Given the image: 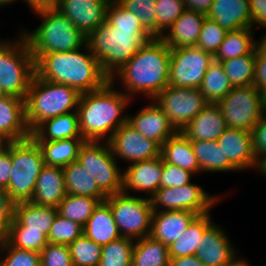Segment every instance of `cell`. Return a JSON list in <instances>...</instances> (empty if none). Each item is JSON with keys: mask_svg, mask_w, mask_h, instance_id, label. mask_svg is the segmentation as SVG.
<instances>
[{"mask_svg": "<svg viewBox=\"0 0 266 266\" xmlns=\"http://www.w3.org/2000/svg\"><path fill=\"white\" fill-rule=\"evenodd\" d=\"M171 48L160 38L145 42L135 56L110 77L121 81L132 100L138 93L152 100L169 85Z\"/></svg>", "mask_w": 266, "mask_h": 266, "instance_id": "6da1fadb", "label": "cell"}, {"mask_svg": "<svg viewBox=\"0 0 266 266\" xmlns=\"http://www.w3.org/2000/svg\"><path fill=\"white\" fill-rule=\"evenodd\" d=\"M109 81L103 88L81 94L77 113L79 130L85 141L109 142L114 132L127 122L123 114L131 99Z\"/></svg>", "mask_w": 266, "mask_h": 266, "instance_id": "7a4b0ae2", "label": "cell"}, {"mask_svg": "<svg viewBox=\"0 0 266 266\" xmlns=\"http://www.w3.org/2000/svg\"><path fill=\"white\" fill-rule=\"evenodd\" d=\"M35 71L39 78L71 86L80 94L97 91L110 81L87 44L75 51L43 54Z\"/></svg>", "mask_w": 266, "mask_h": 266, "instance_id": "3957f363", "label": "cell"}, {"mask_svg": "<svg viewBox=\"0 0 266 266\" xmlns=\"http://www.w3.org/2000/svg\"><path fill=\"white\" fill-rule=\"evenodd\" d=\"M43 21L32 32H22L35 62L46 53L75 51L86 45L87 37L54 7L36 9Z\"/></svg>", "mask_w": 266, "mask_h": 266, "instance_id": "277c9868", "label": "cell"}, {"mask_svg": "<svg viewBox=\"0 0 266 266\" xmlns=\"http://www.w3.org/2000/svg\"><path fill=\"white\" fill-rule=\"evenodd\" d=\"M153 38L149 32L117 30L105 21L87 36L86 44L102 70L111 77Z\"/></svg>", "mask_w": 266, "mask_h": 266, "instance_id": "5b68a950", "label": "cell"}, {"mask_svg": "<svg viewBox=\"0 0 266 266\" xmlns=\"http://www.w3.org/2000/svg\"><path fill=\"white\" fill-rule=\"evenodd\" d=\"M81 94L71 86L34 75L26 99V122L32 132L43 121L77 111Z\"/></svg>", "mask_w": 266, "mask_h": 266, "instance_id": "8992f818", "label": "cell"}, {"mask_svg": "<svg viewBox=\"0 0 266 266\" xmlns=\"http://www.w3.org/2000/svg\"><path fill=\"white\" fill-rule=\"evenodd\" d=\"M16 39L0 40V87L6 95L25 100L36 74L35 60L22 32Z\"/></svg>", "mask_w": 266, "mask_h": 266, "instance_id": "52a82bcc", "label": "cell"}, {"mask_svg": "<svg viewBox=\"0 0 266 266\" xmlns=\"http://www.w3.org/2000/svg\"><path fill=\"white\" fill-rule=\"evenodd\" d=\"M11 160L12 171L6 191L15 204L30 201L45 165L41 149L32 137L12 141Z\"/></svg>", "mask_w": 266, "mask_h": 266, "instance_id": "ba28073f", "label": "cell"}, {"mask_svg": "<svg viewBox=\"0 0 266 266\" xmlns=\"http://www.w3.org/2000/svg\"><path fill=\"white\" fill-rule=\"evenodd\" d=\"M114 220L122 237L140 239L150 236L153 207L151 198L124 192L107 197Z\"/></svg>", "mask_w": 266, "mask_h": 266, "instance_id": "9c48e42d", "label": "cell"}, {"mask_svg": "<svg viewBox=\"0 0 266 266\" xmlns=\"http://www.w3.org/2000/svg\"><path fill=\"white\" fill-rule=\"evenodd\" d=\"M265 96L254 85L233 87L217 105L227 128L252 131L266 114Z\"/></svg>", "mask_w": 266, "mask_h": 266, "instance_id": "30bf717a", "label": "cell"}, {"mask_svg": "<svg viewBox=\"0 0 266 266\" xmlns=\"http://www.w3.org/2000/svg\"><path fill=\"white\" fill-rule=\"evenodd\" d=\"M77 160L107 196L122 192L123 171L114 157L109 142L85 141Z\"/></svg>", "mask_w": 266, "mask_h": 266, "instance_id": "8fae6325", "label": "cell"}, {"mask_svg": "<svg viewBox=\"0 0 266 266\" xmlns=\"http://www.w3.org/2000/svg\"><path fill=\"white\" fill-rule=\"evenodd\" d=\"M152 101L165 113L174 128L181 132L208 104L199 88L168 85Z\"/></svg>", "mask_w": 266, "mask_h": 266, "instance_id": "7c38bea8", "label": "cell"}, {"mask_svg": "<svg viewBox=\"0 0 266 266\" xmlns=\"http://www.w3.org/2000/svg\"><path fill=\"white\" fill-rule=\"evenodd\" d=\"M222 197L219 194L212 195L191 182L180 187L160 188L151 197V202L154 212L187 210L200 215L210 212Z\"/></svg>", "mask_w": 266, "mask_h": 266, "instance_id": "4fadbf2b", "label": "cell"}, {"mask_svg": "<svg viewBox=\"0 0 266 266\" xmlns=\"http://www.w3.org/2000/svg\"><path fill=\"white\" fill-rule=\"evenodd\" d=\"M214 56L195 46L171 48L169 85L199 88Z\"/></svg>", "mask_w": 266, "mask_h": 266, "instance_id": "5bb4252c", "label": "cell"}, {"mask_svg": "<svg viewBox=\"0 0 266 266\" xmlns=\"http://www.w3.org/2000/svg\"><path fill=\"white\" fill-rule=\"evenodd\" d=\"M109 144L116 160L130 164L161 156V146L144 137L128 122L114 132Z\"/></svg>", "mask_w": 266, "mask_h": 266, "instance_id": "9a60e30c", "label": "cell"}, {"mask_svg": "<svg viewBox=\"0 0 266 266\" xmlns=\"http://www.w3.org/2000/svg\"><path fill=\"white\" fill-rule=\"evenodd\" d=\"M215 222L204 232L195 255L205 266H233L240 257L226 232Z\"/></svg>", "mask_w": 266, "mask_h": 266, "instance_id": "2e32d148", "label": "cell"}, {"mask_svg": "<svg viewBox=\"0 0 266 266\" xmlns=\"http://www.w3.org/2000/svg\"><path fill=\"white\" fill-rule=\"evenodd\" d=\"M111 0H60L54 7L86 37L106 21Z\"/></svg>", "mask_w": 266, "mask_h": 266, "instance_id": "e0dca14e", "label": "cell"}, {"mask_svg": "<svg viewBox=\"0 0 266 266\" xmlns=\"http://www.w3.org/2000/svg\"><path fill=\"white\" fill-rule=\"evenodd\" d=\"M163 171V158L161 156L152 159L128 164L123 170L122 192L130 191L147 193L151 198L160 189V180Z\"/></svg>", "mask_w": 266, "mask_h": 266, "instance_id": "ac0fdd59", "label": "cell"}, {"mask_svg": "<svg viewBox=\"0 0 266 266\" xmlns=\"http://www.w3.org/2000/svg\"><path fill=\"white\" fill-rule=\"evenodd\" d=\"M149 104V105H148ZM133 116L128 114L127 122L144 137L162 146L178 131L170 123L165 113L151 100Z\"/></svg>", "mask_w": 266, "mask_h": 266, "instance_id": "d6986e66", "label": "cell"}, {"mask_svg": "<svg viewBox=\"0 0 266 266\" xmlns=\"http://www.w3.org/2000/svg\"><path fill=\"white\" fill-rule=\"evenodd\" d=\"M31 137L26 122L25 100L5 95L0 98V143Z\"/></svg>", "mask_w": 266, "mask_h": 266, "instance_id": "ffe728a7", "label": "cell"}, {"mask_svg": "<svg viewBox=\"0 0 266 266\" xmlns=\"http://www.w3.org/2000/svg\"><path fill=\"white\" fill-rule=\"evenodd\" d=\"M217 143L238 172L255 170L257 159L253 152L252 132L227 128L217 139Z\"/></svg>", "mask_w": 266, "mask_h": 266, "instance_id": "44dd1931", "label": "cell"}, {"mask_svg": "<svg viewBox=\"0 0 266 266\" xmlns=\"http://www.w3.org/2000/svg\"><path fill=\"white\" fill-rule=\"evenodd\" d=\"M227 129L217 104L208 103L181 131L190 141H217Z\"/></svg>", "mask_w": 266, "mask_h": 266, "instance_id": "7402d4cb", "label": "cell"}, {"mask_svg": "<svg viewBox=\"0 0 266 266\" xmlns=\"http://www.w3.org/2000/svg\"><path fill=\"white\" fill-rule=\"evenodd\" d=\"M206 16L227 32L252 28L249 0H214Z\"/></svg>", "mask_w": 266, "mask_h": 266, "instance_id": "603a6c76", "label": "cell"}, {"mask_svg": "<svg viewBox=\"0 0 266 266\" xmlns=\"http://www.w3.org/2000/svg\"><path fill=\"white\" fill-rule=\"evenodd\" d=\"M197 215L187 210L153 212L150 236L169 246L179 238Z\"/></svg>", "mask_w": 266, "mask_h": 266, "instance_id": "cb8c5ba5", "label": "cell"}, {"mask_svg": "<svg viewBox=\"0 0 266 266\" xmlns=\"http://www.w3.org/2000/svg\"><path fill=\"white\" fill-rule=\"evenodd\" d=\"M205 18L204 13L186 9L160 38L170 48L196 46Z\"/></svg>", "mask_w": 266, "mask_h": 266, "instance_id": "d4e9b609", "label": "cell"}, {"mask_svg": "<svg viewBox=\"0 0 266 266\" xmlns=\"http://www.w3.org/2000/svg\"><path fill=\"white\" fill-rule=\"evenodd\" d=\"M65 196L66 187L62 168L44 165L30 201L36 205L57 208Z\"/></svg>", "mask_w": 266, "mask_h": 266, "instance_id": "484cf974", "label": "cell"}, {"mask_svg": "<svg viewBox=\"0 0 266 266\" xmlns=\"http://www.w3.org/2000/svg\"><path fill=\"white\" fill-rule=\"evenodd\" d=\"M35 141H58L83 138L79 130L77 111L49 118L39 124L32 132Z\"/></svg>", "mask_w": 266, "mask_h": 266, "instance_id": "4316f807", "label": "cell"}, {"mask_svg": "<svg viewBox=\"0 0 266 266\" xmlns=\"http://www.w3.org/2000/svg\"><path fill=\"white\" fill-rule=\"evenodd\" d=\"M83 233L101 246L121 237L110 206L105 201L100 202L94 209L83 227Z\"/></svg>", "mask_w": 266, "mask_h": 266, "instance_id": "83f0119b", "label": "cell"}, {"mask_svg": "<svg viewBox=\"0 0 266 266\" xmlns=\"http://www.w3.org/2000/svg\"><path fill=\"white\" fill-rule=\"evenodd\" d=\"M161 157L194 175L201 172L191 141L182 132L178 131L161 146Z\"/></svg>", "mask_w": 266, "mask_h": 266, "instance_id": "f1b7e54d", "label": "cell"}, {"mask_svg": "<svg viewBox=\"0 0 266 266\" xmlns=\"http://www.w3.org/2000/svg\"><path fill=\"white\" fill-rule=\"evenodd\" d=\"M66 194L97 198L100 202L107 199V195L99 188L94 178L80 164L78 160L62 168Z\"/></svg>", "mask_w": 266, "mask_h": 266, "instance_id": "f546056e", "label": "cell"}, {"mask_svg": "<svg viewBox=\"0 0 266 266\" xmlns=\"http://www.w3.org/2000/svg\"><path fill=\"white\" fill-rule=\"evenodd\" d=\"M210 212L197 215L188 228L168 246L169 257L193 256L204 232L213 224Z\"/></svg>", "mask_w": 266, "mask_h": 266, "instance_id": "4dcf8cb0", "label": "cell"}, {"mask_svg": "<svg viewBox=\"0 0 266 266\" xmlns=\"http://www.w3.org/2000/svg\"><path fill=\"white\" fill-rule=\"evenodd\" d=\"M36 142L41 149L45 165L63 168L77 160L85 140L83 138H71Z\"/></svg>", "mask_w": 266, "mask_h": 266, "instance_id": "1f68e13d", "label": "cell"}, {"mask_svg": "<svg viewBox=\"0 0 266 266\" xmlns=\"http://www.w3.org/2000/svg\"><path fill=\"white\" fill-rule=\"evenodd\" d=\"M57 208L36 205L31 201L15 204L14 217L28 230L41 231L48 237Z\"/></svg>", "mask_w": 266, "mask_h": 266, "instance_id": "d6a6232c", "label": "cell"}, {"mask_svg": "<svg viewBox=\"0 0 266 266\" xmlns=\"http://www.w3.org/2000/svg\"><path fill=\"white\" fill-rule=\"evenodd\" d=\"M201 172H238L217 141H191Z\"/></svg>", "mask_w": 266, "mask_h": 266, "instance_id": "836d02e7", "label": "cell"}, {"mask_svg": "<svg viewBox=\"0 0 266 266\" xmlns=\"http://www.w3.org/2000/svg\"><path fill=\"white\" fill-rule=\"evenodd\" d=\"M168 246L146 236L136 239L132 252L131 266H169Z\"/></svg>", "mask_w": 266, "mask_h": 266, "instance_id": "e575fe53", "label": "cell"}, {"mask_svg": "<svg viewBox=\"0 0 266 266\" xmlns=\"http://www.w3.org/2000/svg\"><path fill=\"white\" fill-rule=\"evenodd\" d=\"M253 28L227 32L224 41L214 55V61L221 62L251 53L256 48Z\"/></svg>", "mask_w": 266, "mask_h": 266, "instance_id": "d590c367", "label": "cell"}, {"mask_svg": "<svg viewBox=\"0 0 266 266\" xmlns=\"http://www.w3.org/2000/svg\"><path fill=\"white\" fill-rule=\"evenodd\" d=\"M99 203L97 198L66 194L57 206V213L84 227Z\"/></svg>", "mask_w": 266, "mask_h": 266, "instance_id": "8d00e7d4", "label": "cell"}, {"mask_svg": "<svg viewBox=\"0 0 266 266\" xmlns=\"http://www.w3.org/2000/svg\"><path fill=\"white\" fill-rule=\"evenodd\" d=\"M232 87L254 84L256 48L249 54L220 62Z\"/></svg>", "mask_w": 266, "mask_h": 266, "instance_id": "74e56055", "label": "cell"}, {"mask_svg": "<svg viewBox=\"0 0 266 266\" xmlns=\"http://www.w3.org/2000/svg\"><path fill=\"white\" fill-rule=\"evenodd\" d=\"M232 88L223 66L214 61L206 71L199 90L208 103L217 104Z\"/></svg>", "mask_w": 266, "mask_h": 266, "instance_id": "f35d334b", "label": "cell"}, {"mask_svg": "<svg viewBox=\"0 0 266 266\" xmlns=\"http://www.w3.org/2000/svg\"><path fill=\"white\" fill-rule=\"evenodd\" d=\"M3 239L10 246L38 253L48 244L47 237L41 231L28 230L15 217Z\"/></svg>", "mask_w": 266, "mask_h": 266, "instance_id": "ab89813d", "label": "cell"}, {"mask_svg": "<svg viewBox=\"0 0 266 266\" xmlns=\"http://www.w3.org/2000/svg\"><path fill=\"white\" fill-rule=\"evenodd\" d=\"M135 240L120 237L102 246L99 266H131Z\"/></svg>", "mask_w": 266, "mask_h": 266, "instance_id": "60d3db41", "label": "cell"}, {"mask_svg": "<svg viewBox=\"0 0 266 266\" xmlns=\"http://www.w3.org/2000/svg\"><path fill=\"white\" fill-rule=\"evenodd\" d=\"M68 246L73 266H99L102 246L84 233Z\"/></svg>", "mask_w": 266, "mask_h": 266, "instance_id": "b9f144b4", "label": "cell"}, {"mask_svg": "<svg viewBox=\"0 0 266 266\" xmlns=\"http://www.w3.org/2000/svg\"><path fill=\"white\" fill-rule=\"evenodd\" d=\"M122 8L137 15L143 27L157 37V0H115Z\"/></svg>", "mask_w": 266, "mask_h": 266, "instance_id": "7bdbcfd3", "label": "cell"}, {"mask_svg": "<svg viewBox=\"0 0 266 266\" xmlns=\"http://www.w3.org/2000/svg\"><path fill=\"white\" fill-rule=\"evenodd\" d=\"M106 21L117 30L148 32L137 15L122 8L115 0L108 4Z\"/></svg>", "mask_w": 266, "mask_h": 266, "instance_id": "ee69618b", "label": "cell"}, {"mask_svg": "<svg viewBox=\"0 0 266 266\" xmlns=\"http://www.w3.org/2000/svg\"><path fill=\"white\" fill-rule=\"evenodd\" d=\"M0 266H40V253L10 246L1 238Z\"/></svg>", "mask_w": 266, "mask_h": 266, "instance_id": "f6af8a7d", "label": "cell"}, {"mask_svg": "<svg viewBox=\"0 0 266 266\" xmlns=\"http://www.w3.org/2000/svg\"><path fill=\"white\" fill-rule=\"evenodd\" d=\"M82 234L83 226L57 214L47 239L48 243L69 245Z\"/></svg>", "mask_w": 266, "mask_h": 266, "instance_id": "bcb514c9", "label": "cell"}, {"mask_svg": "<svg viewBox=\"0 0 266 266\" xmlns=\"http://www.w3.org/2000/svg\"><path fill=\"white\" fill-rule=\"evenodd\" d=\"M226 34L227 31L225 29L220 27L215 20L206 16L195 47L214 56L221 43L224 41Z\"/></svg>", "mask_w": 266, "mask_h": 266, "instance_id": "7dc6e473", "label": "cell"}, {"mask_svg": "<svg viewBox=\"0 0 266 266\" xmlns=\"http://www.w3.org/2000/svg\"><path fill=\"white\" fill-rule=\"evenodd\" d=\"M157 37H161L186 10L184 0H157Z\"/></svg>", "mask_w": 266, "mask_h": 266, "instance_id": "c3c4849f", "label": "cell"}, {"mask_svg": "<svg viewBox=\"0 0 266 266\" xmlns=\"http://www.w3.org/2000/svg\"><path fill=\"white\" fill-rule=\"evenodd\" d=\"M40 266H73L69 246L48 243L41 250Z\"/></svg>", "mask_w": 266, "mask_h": 266, "instance_id": "681fc988", "label": "cell"}, {"mask_svg": "<svg viewBox=\"0 0 266 266\" xmlns=\"http://www.w3.org/2000/svg\"><path fill=\"white\" fill-rule=\"evenodd\" d=\"M195 176L188 170L172 165L163 160V171L160 180V188L180 187L191 183Z\"/></svg>", "mask_w": 266, "mask_h": 266, "instance_id": "f907efd6", "label": "cell"}, {"mask_svg": "<svg viewBox=\"0 0 266 266\" xmlns=\"http://www.w3.org/2000/svg\"><path fill=\"white\" fill-rule=\"evenodd\" d=\"M15 215V203L10 199L7 191L0 188V239L9 230Z\"/></svg>", "mask_w": 266, "mask_h": 266, "instance_id": "816d5d0a", "label": "cell"}, {"mask_svg": "<svg viewBox=\"0 0 266 266\" xmlns=\"http://www.w3.org/2000/svg\"><path fill=\"white\" fill-rule=\"evenodd\" d=\"M11 171V142L0 143V188L7 189Z\"/></svg>", "mask_w": 266, "mask_h": 266, "instance_id": "f5cc1de1", "label": "cell"}, {"mask_svg": "<svg viewBox=\"0 0 266 266\" xmlns=\"http://www.w3.org/2000/svg\"><path fill=\"white\" fill-rule=\"evenodd\" d=\"M251 132L253 152L258 160L266 155V114L257 122Z\"/></svg>", "mask_w": 266, "mask_h": 266, "instance_id": "db71d44e", "label": "cell"}, {"mask_svg": "<svg viewBox=\"0 0 266 266\" xmlns=\"http://www.w3.org/2000/svg\"><path fill=\"white\" fill-rule=\"evenodd\" d=\"M253 85L266 97V56L263 55L257 48Z\"/></svg>", "mask_w": 266, "mask_h": 266, "instance_id": "11a10c76", "label": "cell"}, {"mask_svg": "<svg viewBox=\"0 0 266 266\" xmlns=\"http://www.w3.org/2000/svg\"><path fill=\"white\" fill-rule=\"evenodd\" d=\"M252 13V28L266 27V0H249ZM255 25V26H254Z\"/></svg>", "mask_w": 266, "mask_h": 266, "instance_id": "9f6ffc18", "label": "cell"}, {"mask_svg": "<svg viewBox=\"0 0 266 266\" xmlns=\"http://www.w3.org/2000/svg\"><path fill=\"white\" fill-rule=\"evenodd\" d=\"M214 0H184L185 8L208 14Z\"/></svg>", "mask_w": 266, "mask_h": 266, "instance_id": "6f0895ef", "label": "cell"}, {"mask_svg": "<svg viewBox=\"0 0 266 266\" xmlns=\"http://www.w3.org/2000/svg\"><path fill=\"white\" fill-rule=\"evenodd\" d=\"M169 266H205L196 255L170 258Z\"/></svg>", "mask_w": 266, "mask_h": 266, "instance_id": "680465c9", "label": "cell"}, {"mask_svg": "<svg viewBox=\"0 0 266 266\" xmlns=\"http://www.w3.org/2000/svg\"><path fill=\"white\" fill-rule=\"evenodd\" d=\"M255 169L266 178V155L257 160Z\"/></svg>", "mask_w": 266, "mask_h": 266, "instance_id": "91938a15", "label": "cell"}, {"mask_svg": "<svg viewBox=\"0 0 266 266\" xmlns=\"http://www.w3.org/2000/svg\"><path fill=\"white\" fill-rule=\"evenodd\" d=\"M263 29H266L263 28ZM256 48L263 54L266 56V33L264 35V37L262 36V38L260 40H256Z\"/></svg>", "mask_w": 266, "mask_h": 266, "instance_id": "94428289", "label": "cell"}, {"mask_svg": "<svg viewBox=\"0 0 266 266\" xmlns=\"http://www.w3.org/2000/svg\"><path fill=\"white\" fill-rule=\"evenodd\" d=\"M23 1H25L28 4L29 8H31V11L41 8V0H23Z\"/></svg>", "mask_w": 266, "mask_h": 266, "instance_id": "6125c7cd", "label": "cell"}, {"mask_svg": "<svg viewBox=\"0 0 266 266\" xmlns=\"http://www.w3.org/2000/svg\"><path fill=\"white\" fill-rule=\"evenodd\" d=\"M60 0H41V8L55 7Z\"/></svg>", "mask_w": 266, "mask_h": 266, "instance_id": "be15d7a7", "label": "cell"}, {"mask_svg": "<svg viewBox=\"0 0 266 266\" xmlns=\"http://www.w3.org/2000/svg\"><path fill=\"white\" fill-rule=\"evenodd\" d=\"M233 266H250V264L243 258H240Z\"/></svg>", "mask_w": 266, "mask_h": 266, "instance_id": "e7e4bbea", "label": "cell"}, {"mask_svg": "<svg viewBox=\"0 0 266 266\" xmlns=\"http://www.w3.org/2000/svg\"><path fill=\"white\" fill-rule=\"evenodd\" d=\"M14 1L18 0H0V7L2 8L3 6H8L9 4H12Z\"/></svg>", "mask_w": 266, "mask_h": 266, "instance_id": "03108f58", "label": "cell"}, {"mask_svg": "<svg viewBox=\"0 0 266 266\" xmlns=\"http://www.w3.org/2000/svg\"><path fill=\"white\" fill-rule=\"evenodd\" d=\"M6 94L3 92V90L0 87V98H3Z\"/></svg>", "mask_w": 266, "mask_h": 266, "instance_id": "003e7915", "label": "cell"}]
</instances>
